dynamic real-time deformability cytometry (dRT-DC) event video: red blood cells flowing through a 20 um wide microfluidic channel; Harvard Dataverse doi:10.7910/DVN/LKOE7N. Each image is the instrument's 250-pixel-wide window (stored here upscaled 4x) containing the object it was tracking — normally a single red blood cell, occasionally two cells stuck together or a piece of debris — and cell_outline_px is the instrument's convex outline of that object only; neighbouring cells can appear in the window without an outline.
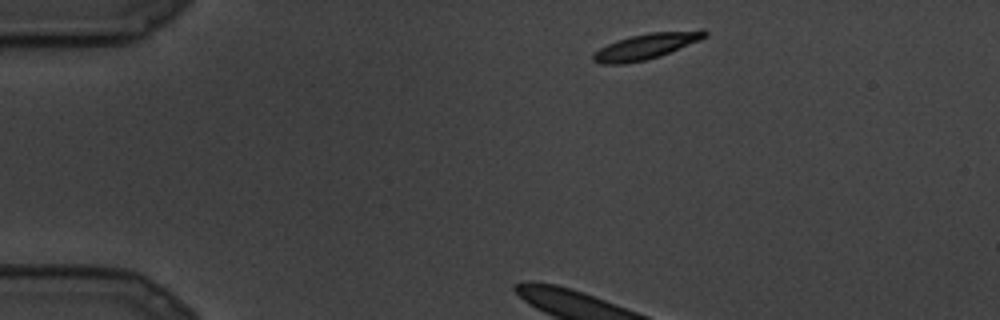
{"species": "common noctule bat (a hibernating species)", "species_latin": "Nyctalus noctula", "temperature_condition": "cold", "stored_images_in_passage": 6, "camera_frame_rate_fps": 3000, "um_per_image_px": 0.085, "animal": {"sex": "male", "body_mass_g": 19.5, "forearm_length_mm": 54.6}, "frame": {"image": 1, "passage_image": 1, "time_ms": 0.0, "image_size_px": [1000, 320], "cell_outline_px": [[708, 36], [700, 40], [660, 56], [644, 60], [624, 64], [600, 64], [592, 60], [592, 56], [600, 48], [616, 40], [648, 32], [700, 28], [704, 28], [708, 32]], "centroid_in_image_um": [55.0, 3.9], "position_along_channel_um": 30.0, "area_um2": 17.05}}